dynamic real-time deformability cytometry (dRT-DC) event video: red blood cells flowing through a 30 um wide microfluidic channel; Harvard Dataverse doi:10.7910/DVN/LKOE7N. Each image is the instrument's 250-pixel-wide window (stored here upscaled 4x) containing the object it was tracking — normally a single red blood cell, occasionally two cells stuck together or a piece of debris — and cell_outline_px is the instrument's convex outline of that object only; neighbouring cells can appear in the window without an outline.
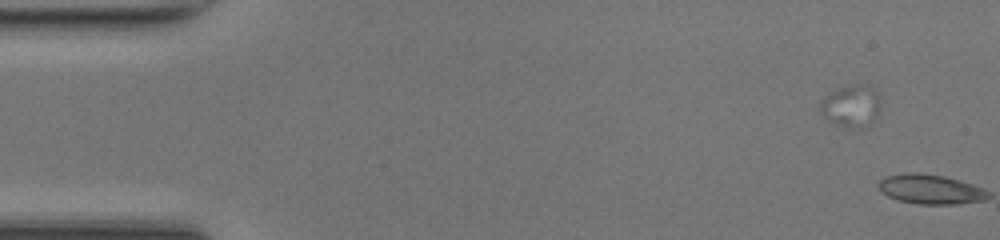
{"species": "common noctule bat (a hibernating species)", "species_latin": "Nyctalus noctula", "temperature_condition": "room temperature", "stored_images_in_passage": 2, "camera_frame_rate_fps": 3000, "um_per_image_px": 0.085, "animal": {"sex": "female", "body_mass_g": 17.0, "forearm_length_mm": 48.0}, "frame": {"image": 1, "passage_image": 1, "time_ms": 0.0, "image_size_px": [1000, 240], "cell_outline_px": [[880, 108], [876, 116], [864, 128], [844, 128], [828, 120], [820, 112], [820, 100], [836, 88], [852, 84], [868, 84], [876, 88], [880, 100]], "centroid_in_image_um": [72.36, 8.98], "position_along_channel_um": 12.6, "area_um2": 15.14}}